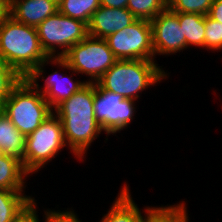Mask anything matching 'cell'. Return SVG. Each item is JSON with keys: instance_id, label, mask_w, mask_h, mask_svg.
<instances>
[{"instance_id": "obj_3", "label": "cell", "mask_w": 222, "mask_h": 222, "mask_svg": "<svg viewBox=\"0 0 222 222\" xmlns=\"http://www.w3.org/2000/svg\"><path fill=\"white\" fill-rule=\"evenodd\" d=\"M49 56L42 49L36 27L15 21L10 15L0 26V59L26 78Z\"/></svg>"}, {"instance_id": "obj_25", "label": "cell", "mask_w": 222, "mask_h": 222, "mask_svg": "<svg viewBox=\"0 0 222 222\" xmlns=\"http://www.w3.org/2000/svg\"><path fill=\"white\" fill-rule=\"evenodd\" d=\"M42 209V217H43V222H82L83 220L79 219L78 214L74 210L73 206L68 207L67 209L61 208V210L57 207L55 208H44L41 206ZM64 209V210H62Z\"/></svg>"}, {"instance_id": "obj_14", "label": "cell", "mask_w": 222, "mask_h": 222, "mask_svg": "<svg viewBox=\"0 0 222 222\" xmlns=\"http://www.w3.org/2000/svg\"><path fill=\"white\" fill-rule=\"evenodd\" d=\"M9 15L17 22L37 27L58 11L53 0H9Z\"/></svg>"}, {"instance_id": "obj_20", "label": "cell", "mask_w": 222, "mask_h": 222, "mask_svg": "<svg viewBox=\"0 0 222 222\" xmlns=\"http://www.w3.org/2000/svg\"><path fill=\"white\" fill-rule=\"evenodd\" d=\"M100 6V0H61L58 11L64 16L80 20L88 25L92 14Z\"/></svg>"}, {"instance_id": "obj_12", "label": "cell", "mask_w": 222, "mask_h": 222, "mask_svg": "<svg viewBox=\"0 0 222 222\" xmlns=\"http://www.w3.org/2000/svg\"><path fill=\"white\" fill-rule=\"evenodd\" d=\"M137 18L127 8L100 6L88 23V35L105 39L135 22Z\"/></svg>"}, {"instance_id": "obj_9", "label": "cell", "mask_w": 222, "mask_h": 222, "mask_svg": "<svg viewBox=\"0 0 222 222\" xmlns=\"http://www.w3.org/2000/svg\"><path fill=\"white\" fill-rule=\"evenodd\" d=\"M42 49L49 57H62L72 46L88 36V25L59 11L37 27Z\"/></svg>"}, {"instance_id": "obj_13", "label": "cell", "mask_w": 222, "mask_h": 222, "mask_svg": "<svg viewBox=\"0 0 222 222\" xmlns=\"http://www.w3.org/2000/svg\"><path fill=\"white\" fill-rule=\"evenodd\" d=\"M130 184L125 180L120 186L116 198L98 222H142L144 214L153 206L139 207L131 194ZM142 210V211H141Z\"/></svg>"}, {"instance_id": "obj_19", "label": "cell", "mask_w": 222, "mask_h": 222, "mask_svg": "<svg viewBox=\"0 0 222 222\" xmlns=\"http://www.w3.org/2000/svg\"><path fill=\"white\" fill-rule=\"evenodd\" d=\"M187 202L181 199L176 204L153 205L144 214L142 222H192L188 214Z\"/></svg>"}, {"instance_id": "obj_30", "label": "cell", "mask_w": 222, "mask_h": 222, "mask_svg": "<svg viewBox=\"0 0 222 222\" xmlns=\"http://www.w3.org/2000/svg\"><path fill=\"white\" fill-rule=\"evenodd\" d=\"M4 152H3V149L0 147V158H2L4 156Z\"/></svg>"}, {"instance_id": "obj_11", "label": "cell", "mask_w": 222, "mask_h": 222, "mask_svg": "<svg viewBox=\"0 0 222 222\" xmlns=\"http://www.w3.org/2000/svg\"><path fill=\"white\" fill-rule=\"evenodd\" d=\"M152 27V45L154 60L160 56H180L186 51V38L178 19V12H173L168 6L150 21ZM181 52V53H180ZM159 56V57H158Z\"/></svg>"}, {"instance_id": "obj_1", "label": "cell", "mask_w": 222, "mask_h": 222, "mask_svg": "<svg viewBox=\"0 0 222 222\" xmlns=\"http://www.w3.org/2000/svg\"><path fill=\"white\" fill-rule=\"evenodd\" d=\"M95 83H87L59 104L53 113L61 120L68 148L82 161H87L89 148L104 131L94 114Z\"/></svg>"}, {"instance_id": "obj_8", "label": "cell", "mask_w": 222, "mask_h": 222, "mask_svg": "<svg viewBox=\"0 0 222 222\" xmlns=\"http://www.w3.org/2000/svg\"><path fill=\"white\" fill-rule=\"evenodd\" d=\"M139 102L133 99L124 98L122 95L103 89L95 83L94 114L95 119L106 133L105 144L109 136H116L136 121Z\"/></svg>"}, {"instance_id": "obj_18", "label": "cell", "mask_w": 222, "mask_h": 222, "mask_svg": "<svg viewBox=\"0 0 222 222\" xmlns=\"http://www.w3.org/2000/svg\"><path fill=\"white\" fill-rule=\"evenodd\" d=\"M178 19L186 38V50H205V15L178 12Z\"/></svg>"}, {"instance_id": "obj_16", "label": "cell", "mask_w": 222, "mask_h": 222, "mask_svg": "<svg viewBox=\"0 0 222 222\" xmlns=\"http://www.w3.org/2000/svg\"><path fill=\"white\" fill-rule=\"evenodd\" d=\"M31 177L18 158L10 155L0 158V189L26 191Z\"/></svg>"}, {"instance_id": "obj_27", "label": "cell", "mask_w": 222, "mask_h": 222, "mask_svg": "<svg viewBox=\"0 0 222 222\" xmlns=\"http://www.w3.org/2000/svg\"><path fill=\"white\" fill-rule=\"evenodd\" d=\"M208 16L222 23V0H213Z\"/></svg>"}, {"instance_id": "obj_26", "label": "cell", "mask_w": 222, "mask_h": 222, "mask_svg": "<svg viewBox=\"0 0 222 222\" xmlns=\"http://www.w3.org/2000/svg\"><path fill=\"white\" fill-rule=\"evenodd\" d=\"M39 202L35 203L25 214H23L16 222H40L43 220L41 218V209L39 208ZM39 208V209H38ZM40 211V213L38 212ZM39 213V214H38ZM40 215V217H39ZM42 222V221H41Z\"/></svg>"}, {"instance_id": "obj_17", "label": "cell", "mask_w": 222, "mask_h": 222, "mask_svg": "<svg viewBox=\"0 0 222 222\" xmlns=\"http://www.w3.org/2000/svg\"><path fill=\"white\" fill-rule=\"evenodd\" d=\"M26 136L9 120L4 112H0V147L5 155H10L24 162Z\"/></svg>"}, {"instance_id": "obj_32", "label": "cell", "mask_w": 222, "mask_h": 222, "mask_svg": "<svg viewBox=\"0 0 222 222\" xmlns=\"http://www.w3.org/2000/svg\"><path fill=\"white\" fill-rule=\"evenodd\" d=\"M55 3L59 4L61 0H53Z\"/></svg>"}, {"instance_id": "obj_23", "label": "cell", "mask_w": 222, "mask_h": 222, "mask_svg": "<svg viewBox=\"0 0 222 222\" xmlns=\"http://www.w3.org/2000/svg\"><path fill=\"white\" fill-rule=\"evenodd\" d=\"M213 0H168V7L173 12L197 13L208 15Z\"/></svg>"}, {"instance_id": "obj_7", "label": "cell", "mask_w": 222, "mask_h": 222, "mask_svg": "<svg viewBox=\"0 0 222 222\" xmlns=\"http://www.w3.org/2000/svg\"><path fill=\"white\" fill-rule=\"evenodd\" d=\"M62 58L87 83H96L118 60L105 39L90 35L72 46Z\"/></svg>"}, {"instance_id": "obj_4", "label": "cell", "mask_w": 222, "mask_h": 222, "mask_svg": "<svg viewBox=\"0 0 222 222\" xmlns=\"http://www.w3.org/2000/svg\"><path fill=\"white\" fill-rule=\"evenodd\" d=\"M66 148V149H65ZM69 150L76 162L83 163L67 146L61 120L50 114L42 124L31 134L26 136L24 152V169L33 177L54 162V158L61 155L62 151Z\"/></svg>"}, {"instance_id": "obj_6", "label": "cell", "mask_w": 222, "mask_h": 222, "mask_svg": "<svg viewBox=\"0 0 222 222\" xmlns=\"http://www.w3.org/2000/svg\"><path fill=\"white\" fill-rule=\"evenodd\" d=\"M46 66H51L53 71L51 73L47 72ZM53 67L57 70H54ZM78 76L62 57H49L38 65L26 78L43 94L50 108L54 110L59 104L70 98L87 84L85 80L81 79L80 76L78 78ZM40 81L44 83L41 84Z\"/></svg>"}, {"instance_id": "obj_2", "label": "cell", "mask_w": 222, "mask_h": 222, "mask_svg": "<svg viewBox=\"0 0 222 222\" xmlns=\"http://www.w3.org/2000/svg\"><path fill=\"white\" fill-rule=\"evenodd\" d=\"M163 66L155 60H117L97 83L107 91L139 102L142 93L171 78V71Z\"/></svg>"}, {"instance_id": "obj_31", "label": "cell", "mask_w": 222, "mask_h": 222, "mask_svg": "<svg viewBox=\"0 0 222 222\" xmlns=\"http://www.w3.org/2000/svg\"><path fill=\"white\" fill-rule=\"evenodd\" d=\"M3 101L0 99V112H2Z\"/></svg>"}, {"instance_id": "obj_28", "label": "cell", "mask_w": 222, "mask_h": 222, "mask_svg": "<svg viewBox=\"0 0 222 222\" xmlns=\"http://www.w3.org/2000/svg\"><path fill=\"white\" fill-rule=\"evenodd\" d=\"M100 4L108 8H127L128 0H100Z\"/></svg>"}, {"instance_id": "obj_21", "label": "cell", "mask_w": 222, "mask_h": 222, "mask_svg": "<svg viewBox=\"0 0 222 222\" xmlns=\"http://www.w3.org/2000/svg\"><path fill=\"white\" fill-rule=\"evenodd\" d=\"M167 6V0H128L127 9L137 19L151 21Z\"/></svg>"}, {"instance_id": "obj_10", "label": "cell", "mask_w": 222, "mask_h": 222, "mask_svg": "<svg viewBox=\"0 0 222 222\" xmlns=\"http://www.w3.org/2000/svg\"><path fill=\"white\" fill-rule=\"evenodd\" d=\"M105 40L118 60H154L150 21L137 19Z\"/></svg>"}, {"instance_id": "obj_29", "label": "cell", "mask_w": 222, "mask_h": 222, "mask_svg": "<svg viewBox=\"0 0 222 222\" xmlns=\"http://www.w3.org/2000/svg\"><path fill=\"white\" fill-rule=\"evenodd\" d=\"M9 0H0V26L9 16Z\"/></svg>"}, {"instance_id": "obj_15", "label": "cell", "mask_w": 222, "mask_h": 222, "mask_svg": "<svg viewBox=\"0 0 222 222\" xmlns=\"http://www.w3.org/2000/svg\"><path fill=\"white\" fill-rule=\"evenodd\" d=\"M27 192L0 189V222H16L38 202L36 195Z\"/></svg>"}, {"instance_id": "obj_5", "label": "cell", "mask_w": 222, "mask_h": 222, "mask_svg": "<svg viewBox=\"0 0 222 222\" xmlns=\"http://www.w3.org/2000/svg\"><path fill=\"white\" fill-rule=\"evenodd\" d=\"M2 112L25 136L53 113L49 103L27 78H23L3 101Z\"/></svg>"}, {"instance_id": "obj_24", "label": "cell", "mask_w": 222, "mask_h": 222, "mask_svg": "<svg viewBox=\"0 0 222 222\" xmlns=\"http://www.w3.org/2000/svg\"><path fill=\"white\" fill-rule=\"evenodd\" d=\"M23 78L0 59V99L4 101Z\"/></svg>"}, {"instance_id": "obj_22", "label": "cell", "mask_w": 222, "mask_h": 222, "mask_svg": "<svg viewBox=\"0 0 222 222\" xmlns=\"http://www.w3.org/2000/svg\"><path fill=\"white\" fill-rule=\"evenodd\" d=\"M222 52V23L205 15V52Z\"/></svg>"}]
</instances>
